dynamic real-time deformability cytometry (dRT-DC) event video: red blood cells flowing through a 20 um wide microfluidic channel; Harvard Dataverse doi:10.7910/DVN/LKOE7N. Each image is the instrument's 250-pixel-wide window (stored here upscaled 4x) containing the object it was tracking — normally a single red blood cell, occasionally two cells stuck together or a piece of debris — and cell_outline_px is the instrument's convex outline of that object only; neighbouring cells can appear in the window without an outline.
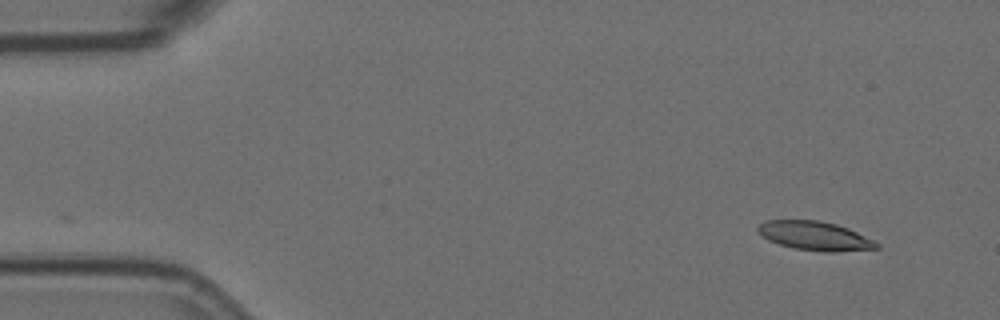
{"species": "Egyptian fruit bat (a non-hibernating species)", "species_latin": "Rousettus aegyptiacus", "temperature_condition": "room temperature", "stored_images_in_passage": 3, "camera_frame_rate_fps": 3000, "um_per_image_px": 0.085, "animal": {"sex": "female"}, "frame": {"image": 1, "passage_image": 1, "time_ms": 0.0, "image_size_px": [1000, 320], "cell_outline_px": [[880, 248], [836, 252], [828, 252], [792, 248], [768, 240], [756, 232], [756, 228], [760, 224], [768, 220], [820, 220], [836, 224], [848, 228], [880, 244]], "centroid_in_image_um": [69.24, 20.05], "position_along_channel_um": 15.8, "area_um2": 20.0}}